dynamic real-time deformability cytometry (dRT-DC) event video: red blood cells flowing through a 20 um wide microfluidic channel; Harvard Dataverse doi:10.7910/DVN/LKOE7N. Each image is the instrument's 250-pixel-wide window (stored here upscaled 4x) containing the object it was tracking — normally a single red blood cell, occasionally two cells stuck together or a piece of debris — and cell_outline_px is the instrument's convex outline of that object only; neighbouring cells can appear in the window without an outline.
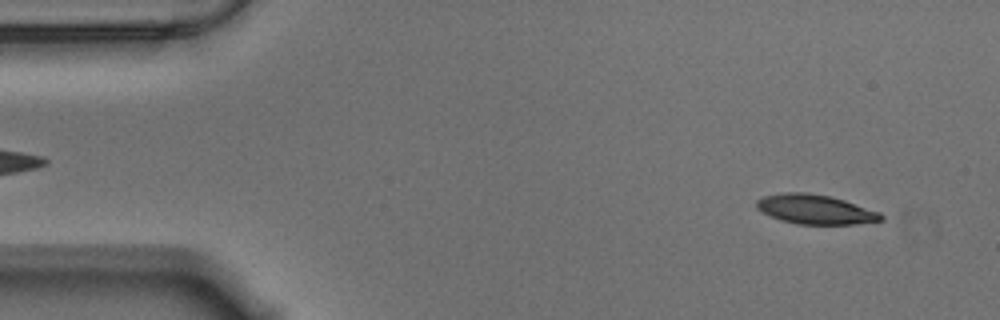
{"species": "Egyptian fruit bat (a non-hibernating species)", "species_latin": "Rousettus aegyptiacus", "temperature_condition": "warm", "stored_images_in_passage": 56, "camera_frame_rate_fps": 3000, "um_per_image_px": 0.085, "animal": {"sex": "male"}, "frame": {"image": 1, "passage_image": 4, "time_ms": 1.0, "image_size_px": [1000, 320], "cell_outline_px": [[884, 220], [856, 224], [796, 224], [780, 220], [756, 208], [756, 200], [764, 196], [784, 192], [804, 192], [828, 196], [844, 200], [880, 212], [884, 216]], "centroid_in_image_um": [69.31, 17.8], "position_along_channel_um": 15.7, "area_um2": 21.27}}
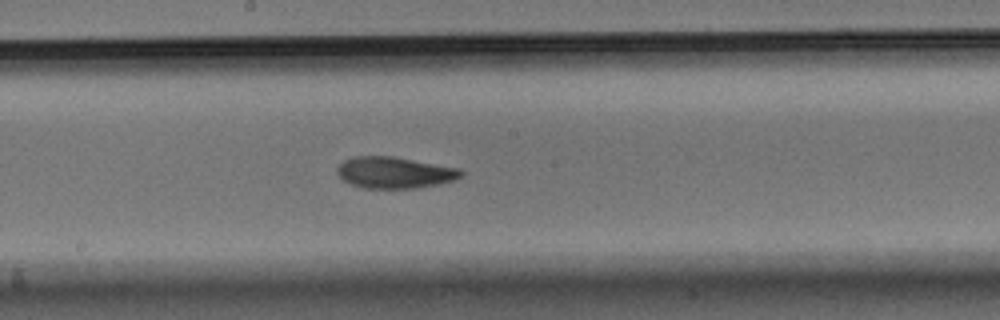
{"frame": {"image": 2, "passage_image": 29, "time_ms": 9.333, "image_size_px": [1000, 320], "cell_outline_px": [[464, 176], [456, 180], [440, 184], [416, 188], [364, 188], [352, 184], [344, 180], [336, 172], [336, 168], [344, 160], [352, 156], [392, 156], [460, 168], [464, 172]], "centroid_in_image_um": [33.58, 14.66], "position_along_channel_um": 214.6, "area_um2": 22.83}}
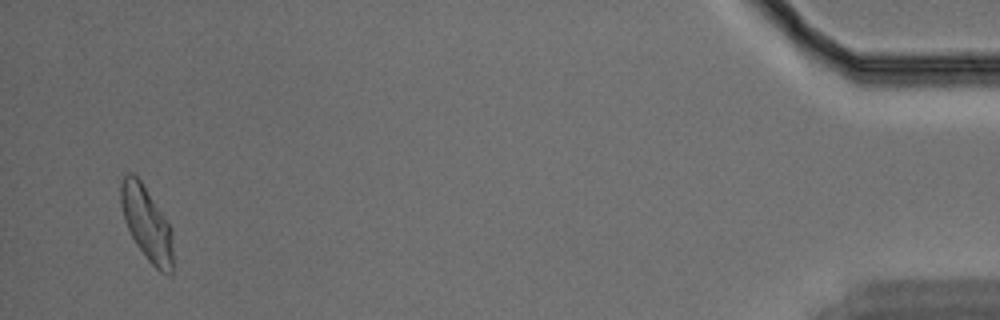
{"frame": {"image": 3, "passage_image": 54, "time_ms": 17.667, "image_size_px": [1000, 320], "cell_outline_px": [[172, 272], [160, 272], [148, 260], [136, 244], [124, 220], [120, 204], [120, 184], [124, 176], [128, 172], [132, 172], [140, 180], [172, 228]], "centroid_in_image_um": [12.45, 18.97], "position_along_channel_um": 422.8, "area_um2": 22.2}, "authors_computed_cell_mechanics": {"area_um2": 22.1374, "velocity_mm_per_s": 3.524, "shape_relaxation_time_tau1_ms": 4.8757, "shape_relaxation_time_tau2_ms": 2.8133, "deformation_change_tau1": 0.1683, "deformation_change_tau2": 0.0946}}